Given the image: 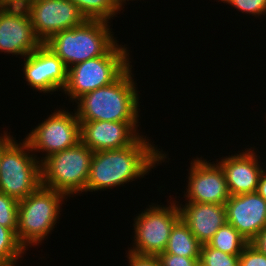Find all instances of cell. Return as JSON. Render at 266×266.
<instances>
[{"label": "cell", "mask_w": 266, "mask_h": 266, "mask_svg": "<svg viewBox=\"0 0 266 266\" xmlns=\"http://www.w3.org/2000/svg\"><path fill=\"white\" fill-rule=\"evenodd\" d=\"M141 136L133 145L121 149L93 152L86 192L123 186L144 177L167 158L163 150ZM160 162V163H159ZM135 179V180H134Z\"/></svg>", "instance_id": "obj_1"}, {"label": "cell", "mask_w": 266, "mask_h": 266, "mask_svg": "<svg viewBox=\"0 0 266 266\" xmlns=\"http://www.w3.org/2000/svg\"><path fill=\"white\" fill-rule=\"evenodd\" d=\"M132 65L110 85L93 90L77 101V118L88 121H138L139 94Z\"/></svg>", "instance_id": "obj_2"}, {"label": "cell", "mask_w": 266, "mask_h": 266, "mask_svg": "<svg viewBox=\"0 0 266 266\" xmlns=\"http://www.w3.org/2000/svg\"><path fill=\"white\" fill-rule=\"evenodd\" d=\"M104 20H86L82 25L53 35L46 43L67 69L106 54L118 41Z\"/></svg>", "instance_id": "obj_3"}, {"label": "cell", "mask_w": 266, "mask_h": 266, "mask_svg": "<svg viewBox=\"0 0 266 266\" xmlns=\"http://www.w3.org/2000/svg\"><path fill=\"white\" fill-rule=\"evenodd\" d=\"M67 198L65 194L41 184L18 202L16 237L25 250L28 246L42 244L41 241L52 232L54 225L59 223L62 202Z\"/></svg>", "instance_id": "obj_4"}, {"label": "cell", "mask_w": 266, "mask_h": 266, "mask_svg": "<svg viewBox=\"0 0 266 266\" xmlns=\"http://www.w3.org/2000/svg\"><path fill=\"white\" fill-rule=\"evenodd\" d=\"M126 45L116 43L106 54L73 65L68 69L62 92L71 101L116 81L131 65Z\"/></svg>", "instance_id": "obj_5"}, {"label": "cell", "mask_w": 266, "mask_h": 266, "mask_svg": "<svg viewBox=\"0 0 266 266\" xmlns=\"http://www.w3.org/2000/svg\"><path fill=\"white\" fill-rule=\"evenodd\" d=\"M93 151L82 142L41 163L42 185L66 196L86 192Z\"/></svg>", "instance_id": "obj_6"}, {"label": "cell", "mask_w": 266, "mask_h": 266, "mask_svg": "<svg viewBox=\"0 0 266 266\" xmlns=\"http://www.w3.org/2000/svg\"><path fill=\"white\" fill-rule=\"evenodd\" d=\"M32 153L25 139L20 143L15 139L1 157L0 192L18 202L42 184L40 158Z\"/></svg>", "instance_id": "obj_7"}, {"label": "cell", "mask_w": 266, "mask_h": 266, "mask_svg": "<svg viewBox=\"0 0 266 266\" xmlns=\"http://www.w3.org/2000/svg\"><path fill=\"white\" fill-rule=\"evenodd\" d=\"M166 205H149L134 218V243L128 251L140 255L159 256L167 247L174 225L181 219L179 202Z\"/></svg>", "instance_id": "obj_8"}, {"label": "cell", "mask_w": 266, "mask_h": 266, "mask_svg": "<svg viewBox=\"0 0 266 266\" xmlns=\"http://www.w3.org/2000/svg\"><path fill=\"white\" fill-rule=\"evenodd\" d=\"M54 111L24 138L33 153L45 152V157H41V163L50 155L81 142L80 121L77 118L76 110L74 113L65 109Z\"/></svg>", "instance_id": "obj_9"}, {"label": "cell", "mask_w": 266, "mask_h": 266, "mask_svg": "<svg viewBox=\"0 0 266 266\" xmlns=\"http://www.w3.org/2000/svg\"><path fill=\"white\" fill-rule=\"evenodd\" d=\"M26 10L42 44L58 32L82 25L87 20L68 0H36Z\"/></svg>", "instance_id": "obj_10"}, {"label": "cell", "mask_w": 266, "mask_h": 266, "mask_svg": "<svg viewBox=\"0 0 266 266\" xmlns=\"http://www.w3.org/2000/svg\"><path fill=\"white\" fill-rule=\"evenodd\" d=\"M191 162L188 185L184 193L186 202L225 205L230 194L221 166L201 157Z\"/></svg>", "instance_id": "obj_11"}, {"label": "cell", "mask_w": 266, "mask_h": 266, "mask_svg": "<svg viewBox=\"0 0 266 266\" xmlns=\"http://www.w3.org/2000/svg\"><path fill=\"white\" fill-rule=\"evenodd\" d=\"M22 70L27 85L43 93L63 91L67 83V67L45 44L25 57Z\"/></svg>", "instance_id": "obj_12"}, {"label": "cell", "mask_w": 266, "mask_h": 266, "mask_svg": "<svg viewBox=\"0 0 266 266\" xmlns=\"http://www.w3.org/2000/svg\"><path fill=\"white\" fill-rule=\"evenodd\" d=\"M41 44L35 35L26 8L0 6L1 53H11L25 58Z\"/></svg>", "instance_id": "obj_13"}, {"label": "cell", "mask_w": 266, "mask_h": 266, "mask_svg": "<svg viewBox=\"0 0 266 266\" xmlns=\"http://www.w3.org/2000/svg\"><path fill=\"white\" fill-rule=\"evenodd\" d=\"M138 122H80L81 142L93 152L121 149L133 145L142 136L137 130Z\"/></svg>", "instance_id": "obj_14"}, {"label": "cell", "mask_w": 266, "mask_h": 266, "mask_svg": "<svg viewBox=\"0 0 266 266\" xmlns=\"http://www.w3.org/2000/svg\"><path fill=\"white\" fill-rule=\"evenodd\" d=\"M225 206L227 223L249 243L266 227V200L257 192L232 195Z\"/></svg>", "instance_id": "obj_15"}, {"label": "cell", "mask_w": 266, "mask_h": 266, "mask_svg": "<svg viewBox=\"0 0 266 266\" xmlns=\"http://www.w3.org/2000/svg\"><path fill=\"white\" fill-rule=\"evenodd\" d=\"M254 149L246 148L239 154L222 157L219 162L216 161L224 172L230 196L257 191L259 178L264 169L260 166V156L256 155Z\"/></svg>", "instance_id": "obj_16"}, {"label": "cell", "mask_w": 266, "mask_h": 266, "mask_svg": "<svg viewBox=\"0 0 266 266\" xmlns=\"http://www.w3.org/2000/svg\"><path fill=\"white\" fill-rule=\"evenodd\" d=\"M178 207L182 221L202 245L207 244L227 222L225 205L186 202Z\"/></svg>", "instance_id": "obj_17"}, {"label": "cell", "mask_w": 266, "mask_h": 266, "mask_svg": "<svg viewBox=\"0 0 266 266\" xmlns=\"http://www.w3.org/2000/svg\"><path fill=\"white\" fill-rule=\"evenodd\" d=\"M202 244L180 219L172 228L167 247L161 254L200 258Z\"/></svg>", "instance_id": "obj_18"}, {"label": "cell", "mask_w": 266, "mask_h": 266, "mask_svg": "<svg viewBox=\"0 0 266 266\" xmlns=\"http://www.w3.org/2000/svg\"><path fill=\"white\" fill-rule=\"evenodd\" d=\"M249 242L229 223H225L207 243L222 252L240 255Z\"/></svg>", "instance_id": "obj_19"}, {"label": "cell", "mask_w": 266, "mask_h": 266, "mask_svg": "<svg viewBox=\"0 0 266 266\" xmlns=\"http://www.w3.org/2000/svg\"><path fill=\"white\" fill-rule=\"evenodd\" d=\"M24 252L26 251L19 244L16 235L9 228L0 225V266H15Z\"/></svg>", "instance_id": "obj_20"}, {"label": "cell", "mask_w": 266, "mask_h": 266, "mask_svg": "<svg viewBox=\"0 0 266 266\" xmlns=\"http://www.w3.org/2000/svg\"><path fill=\"white\" fill-rule=\"evenodd\" d=\"M199 266H239V255H232L204 244L201 247Z\"/></svg>", "instance_id": "obj_21"}, {"label": "cell", "mask_w": 266, "mask_h": 266, "mask_svg": "<svg viewBox=\"0 0 266 266\" xmlns=\"http://www.w3.org/2000/svg\"><path fill=\"white\" fill-rule=\"evenodd\" d=\"M114 0H85V18L87 20H111L119 13Z\"/></svg>", "instance_id": "obj_22"}, {"label": "cell", "mask_w": 266, "mask_h": 266, "mask_svg": "<svg viewBox=\"0 0 266 266\" xmlns=\"http://www.w3.org/2000/svg\"><path fill=\"white\" fill-rule=\"evenodd\" d=\"M18 201L0 192V225L17 232Z\"/></svg>", "instance_id": "obj_23"}, {"label": "cell", "mask_w": 266, "mask_h": 266, "mask_svg": "<svg viewBox=\"0 0 266 266\" xmlns=\"http://www.w3.org/2000/svg\"><path fill=\"white\" fill-rule=\"evenodd\" d=\"M230 4L231 7L238 9L242 13L251 14L255 17L266 15V0H220Z\"/></svg>", "instance_id": "obj_24"}, {"label": "cell", "mask_w": 266, "mask_h": 266, "mask_svg": "<svg viewBox=\"0 0 266 266\" xmlns=\"http://www.w3.org/2000/svg\"><path fill=\"white\" fill-rule=\"evenodd\" d=\"M239 266H266V255L248 243L239 255Z\"/></svg>", "instance_id": "obj_25"}, {"label": "cell", "mask_w": 266, "mask_h": 266, "mask_svg": "<svg viewBox=\"0 0 266 266\" xmlns=\"http://www.w3.org/2000/svg\"><path fill=\"white\" fill-rule=\"evenodd\" d=\"M158 257L162 266H199L200 260L173 254H160Z\"/></svg>", "instance_id": "obj_26"}, {"label": "cell", "mask_w": 266, "mask_h": 266, "mask_svg": "<svg viewBox=\"0 0 266 266\" xmlns=\"http://www.w3.org/2000/svg\"><path fill=\"white\" fill-rule=\"evenodd\" d=\"M128 266H162L158 256L140 255L128 251Z\"/></svg>", "instance_id": "obj_27"}, {"label": "cell", "mask_w": 266, "mask_h": 266, "mask_svg": "<svg viewBox=\"0 0 266 266\" xmlns=\"http://www.w3.org/2000/svg\"><path fill=\"white\" fill-rule=\"evenodd\" d=\"M250 243L266 255V227Z\"/></svg>", "instance_id": "obj_28"}, {"label": "cell", "mask_w": 266, "mask_h": 266, "mask_svg": "<svg viewBox=\"0 0 266 266\" xmlns=\"http://www.w3.org/2000/svg\"><path fill=\"white\" fill-rule=\"evenodd\" d=\"M36 0H2L1 5L11 8H27L33 4Z\"/></svg>", "instance_id": "obj_29"}, {"label": "cell", "mask_w": 266, "mask_h": 266, "mask_svg": "<svg viewBox=\"0 0 266 266\" xmlns=\"http://www.w3.org/2000/svg\"><path fill=\"white\" fill-rule=\"evenodd\" d=\"M8 134L4 131V134H1L0 136V161L5 149L14 141L13 135L11 137L10 133Z\"/></svg>", "instance_id": "obj_30"}, {"label": "cell", "mask_w": 266, "mask_h": 266, "mask_svg": "<svg viewBox=\"0 0 266 266\" xmlns=\"http://www.w3.org/2000/svg\"><path fill=\"white\" fill-rule=\"evenodd\" d=\"M266 168H264V171L261 173L259 182H258V188L257 193L263 197L266 200Z\"/></svg>", "instance_id": "obj_31"}, {"label": "cell", "mask_w": 266, "mask_h": 266, "mask_svg": "<svg viewBox=\"0 0 266 266\" xmlns=\"http://www.w3.org/2000/svg\"><path fill=\"white\" fill-rule=\"evenodd\" d=\"M74 5H76L80 12L85 16V0H68Z\"/></svg>", "instance_id": "obj_32"}, {"label": "cell", "mask_w": 266, "mask_h": 266, "mask_svg": "<svg viewBox=\"0 0 266 266\" xmlns=\"http://www.w3.org/2000/svg\"><path fill=\"white\" fill-rule=\"evenodd\" d=\"M127 1H129V0H127ZM133 1V0H132ZM114 3H115V5L117 6V8L119 9V10H123L122 9V6H125V4H126V0H114ZM125 3V4H124ZM124 4V5H123ZM121 8V9H120Z\"/></svg>", "instance_id": "obj_33"}]
</instances>
